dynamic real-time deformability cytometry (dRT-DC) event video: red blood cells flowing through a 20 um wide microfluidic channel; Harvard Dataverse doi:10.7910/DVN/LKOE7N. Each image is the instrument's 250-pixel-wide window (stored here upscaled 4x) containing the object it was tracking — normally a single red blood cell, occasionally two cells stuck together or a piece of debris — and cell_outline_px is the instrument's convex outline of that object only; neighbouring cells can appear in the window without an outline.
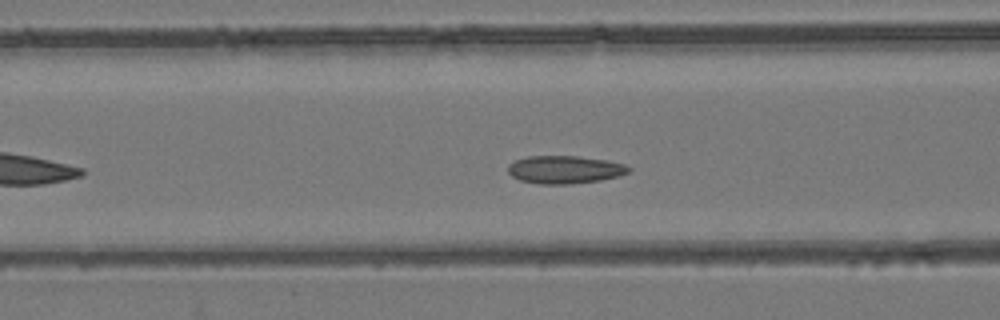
{"species": "common noctule bat (a hibernating species)", "species_latin": "Nyctalus noctula", "temperature_condition": "room temperature", "stored_images_in_passage": 44, "camera_frame_rate_fps": 3000, "um_per_image_px": 0.085, "animal": {"sex": "female", "body_mass_g": 24.6, "forearm_length_mm": 56.2}, "frame": {"image": 1, "passage_image": 11, "time_ms": 3.333, "image_size_px": [1000, 320], "cell_outline_px": [[632, 168], [628, 172], [620, 176], [600, 180], [568, 184], [540, 184], [520, 180], [512, 176], [508, 172], [508, 164], [516, 160], [528, 156], [576, 156], [608, 160], [624, 164]], "centroid_in_image_um": [48.01, 14.41], "position_along_channel_um": 118.6, "area_um2": 19.59}}
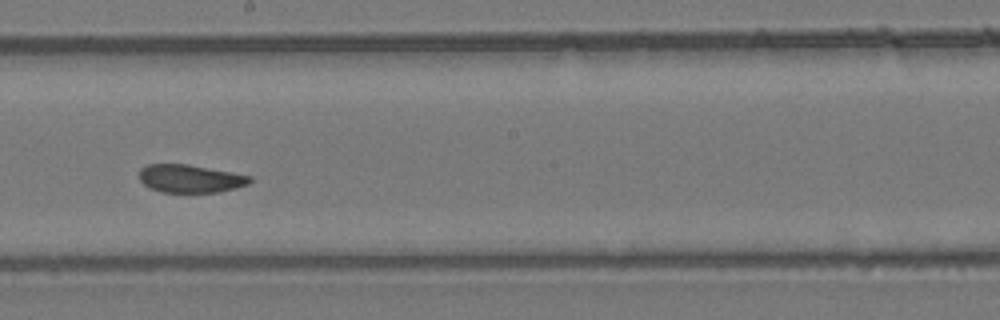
{"frame": {"image": 2, "passage_image": 20, "time_ms": 6.333, "image_size_px": [1000, 320], "cell_outline_px": [[252, 180], [248, 184], [236, 188], [220, 192], [160, 192], [148, 188], [140, 180], [140, 168], [148, 164], [188, 164], [252, 176]], "centroid_in_image_um": [16.16, 15.18], "position_along_channel_um": 232.0, "area_um2": 18.09}}
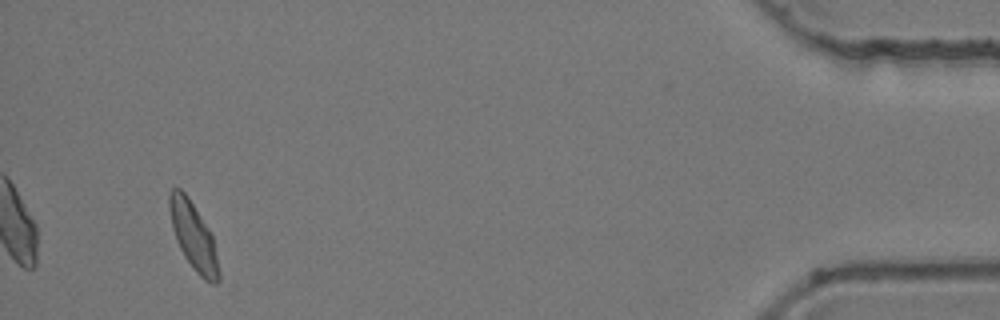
{"frame": {"image": 3, "passage_image": 41, "time_ms": 13.333, "image_size_px": [1000, 320], "cell_outline_px": [[220, 280], [216, 284], [212, 284], [204, 280], [196, 272], [184, 256], [176, 240], [172, 228], [168, 208], [168, 192], [172, 188], [180, 188], [188, 196], [208, 228], [212, 236], [220, 272]], "centroid_in_image_um": [16.42, 20.07], "position_along_channel_um": 418.8, "area_um2": 19.42}, "authors_computed_cell_mechanics": {"area_um2": 19.2474, "velocity_mm_per_s": 3.7819, "shape_relaxation_time_tau1_ms": 7.7227, "shape_relaxation_time_tau2_ms": 1.3219, "deformation_change_tau1": 0.1504, "deformation_change_tau2": 0.0691}}